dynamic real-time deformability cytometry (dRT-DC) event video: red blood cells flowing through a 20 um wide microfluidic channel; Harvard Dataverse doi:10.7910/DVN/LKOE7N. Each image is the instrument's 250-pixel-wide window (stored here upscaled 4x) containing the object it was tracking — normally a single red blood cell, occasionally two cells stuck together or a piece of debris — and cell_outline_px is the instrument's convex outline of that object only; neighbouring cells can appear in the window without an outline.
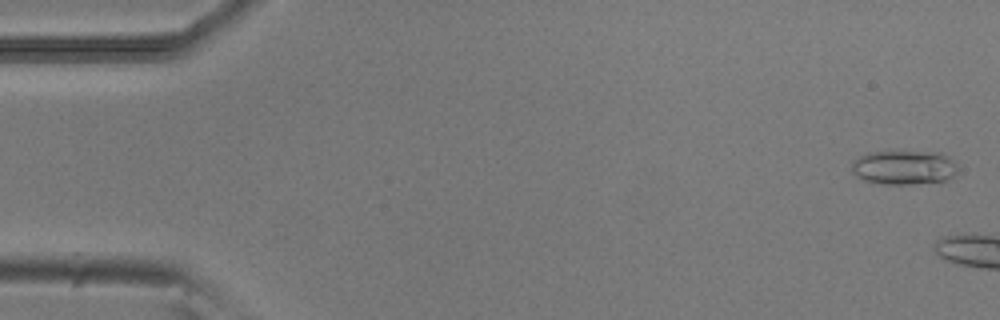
{"species": "common noctule bat (a hibernating species)", "species_latin": "Nyctalus noctula", "temperature_condition": "room temperature", "stored_images_in_passage": 5, "camera_frame_rate_fps": 3000, "um_per_image_px": 0.085, "animal": {"sex": "male", "body_mass_g": 20.5, "forearm_length_mm": 52.5}, "frame": {"image": 1, "passage_image": 5, "time_ms": 1.333, "image_size_px": [1000, 320], "cell_outline_px": [[956, 172], [948, 180], [908, 184], [880, 184], [864, 180], [856, 176], [852, 172], [852, 160], [868, 152], [936, 152], [948, 156], [956, 164]], "centroid_in_image_um": [76.8, 14.24], "position_along_channel_um": 8.2, "area_um2": 21.04}}